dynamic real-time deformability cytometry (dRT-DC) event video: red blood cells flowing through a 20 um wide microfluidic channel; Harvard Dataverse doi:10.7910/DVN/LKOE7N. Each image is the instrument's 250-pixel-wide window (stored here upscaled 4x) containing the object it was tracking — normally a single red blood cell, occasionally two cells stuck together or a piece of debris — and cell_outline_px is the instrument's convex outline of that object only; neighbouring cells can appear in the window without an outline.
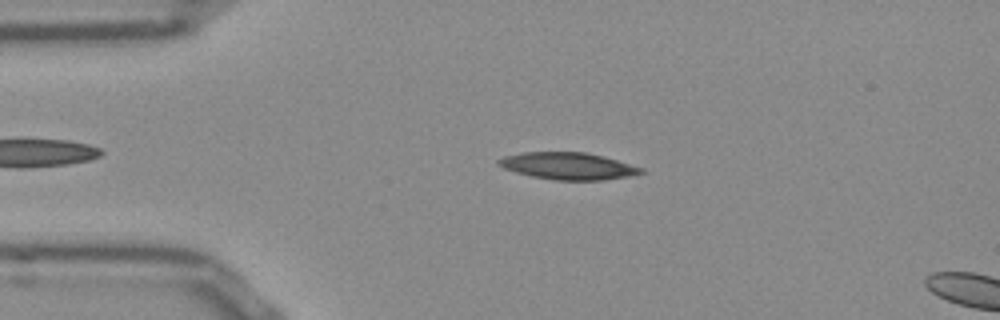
{"species": "Egyptian fruit bat (a non-hibernating species)", "species_latin": "Rousettus aegyptiacus", "temperature_condition": "room temperature", "stored_images_in_passage": 46, "camera_frame_rate_fps": 3000, "um_per_image_px": 0.085, "frame": {"image": 1, "passage_image": 10, "time_ms": 3.0, "image_size_px": [1000, 320], "cell_outline_px": [[644, 172], [628, 176], [604, 180], [556, 180], [532, 176], [516, 172], [504, 168], [496, 164], [496, 160], [504, 156], [524, 152], [584, 152], [604, 156], [644, 168]], "centroid_in_image_um": [48.28, 14.1], "position_along_channel_um": 36.7, "area_um2": 22.37}}
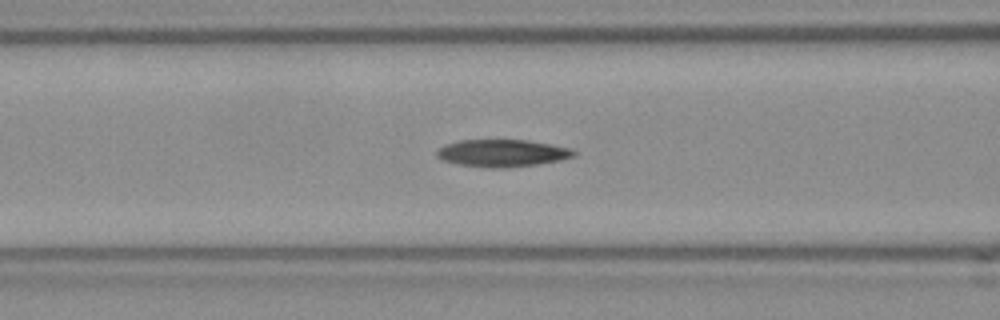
{"frame": {"image": 2, "passage_image": 19, "time_ms": 6.0, "image_size_px": [1000, 320], "cell_outline_px": [[576, 156], [560, 160], [536, 164], [508, 168], [488, 168], [456, 164], [444, 160], [436, 156], [436, 152], [444, 144], [460, 140], [528, 140], [568, 148], [576, 152]], "centroid_in_image_um": [42.66, 13.02], "position_along_channel_um": 123.9, "area_um2": 21.73}}
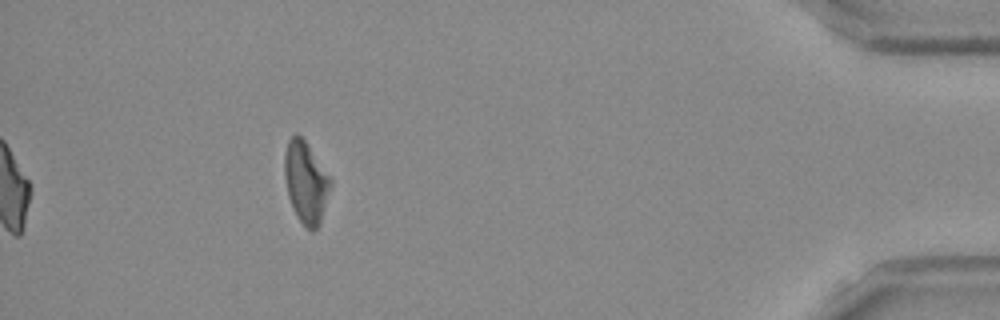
{"frame": {"image": 3, "passage_image": 46, "time_ms": 15.0, "image_size_px": [1000, 320], "cell_outline_px": [[332, 184], [320, 224], [312, 232], [296, 216], [288, 196], [284, 176], [284, 156], [288, 140], [296, 132], [308, 144], [332, 180]], "centroid_in_image_um": [26.0, 15.48], "position_along_channel_um": 409.2, "area_um2": 21.85}, "authors_computed_cell_mechanics": {"area_um2": 21.8484, "velocity_mm_per_s": 3.8477, "shape_relaxation_time_tau1_ms": null, "shape_relaxation_time_tau2_ms": 6.9895, "deformation_change_tau1": null, "deformation_change_tau2": 0.2003}}